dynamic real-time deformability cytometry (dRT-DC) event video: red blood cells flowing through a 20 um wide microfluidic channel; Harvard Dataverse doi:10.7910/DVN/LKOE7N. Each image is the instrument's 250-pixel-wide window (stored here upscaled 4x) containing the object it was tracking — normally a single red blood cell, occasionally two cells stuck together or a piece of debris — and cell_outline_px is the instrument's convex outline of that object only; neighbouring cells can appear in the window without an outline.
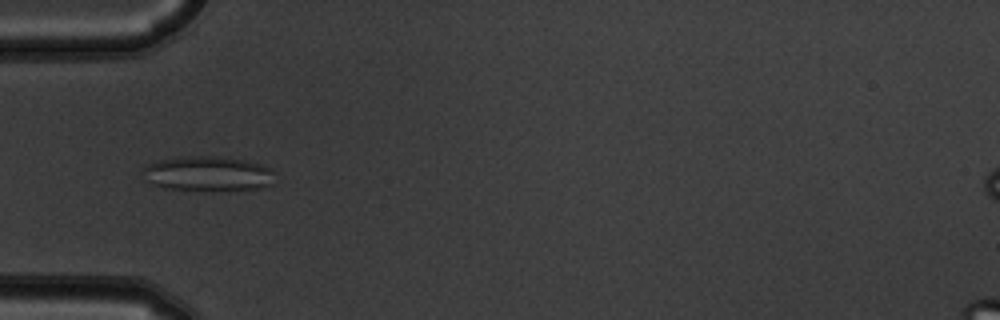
{"species": "common noctule bat (a hibernating species)", "species_latin": "Nyctalus noctula", "temperature_condition": "warm", "stored_images_in_passage": 6, "camera_frame_rate_fps": 3000, "um_per_image_px": 0.085, "animal": {"sex": "male", "body_mass_g": 19.5, "forearm_length_mm": 54.6}, "frame": {"image": 1, "passage_image": 4, "time_ms": 1.0, "image_size_px": [1000, 320], "cell_outline_px": [[276, 172], [272, 184], [264, 188], [164, 188], [152, 184], [144, 180], [144, 168], [148, 164], [156, 160], [176, 156], [228, 156], [260, 164]], "centroid_in_image_um": [17.66, 14.7], "position_along_channel_um": 67.3, "area_um2": 26.36}}
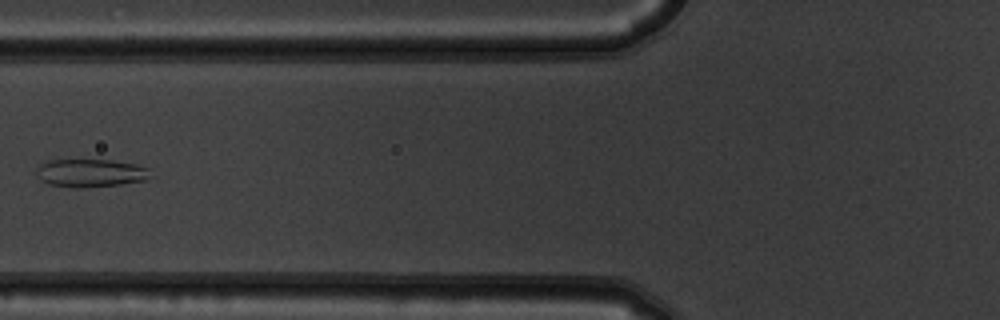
{"frame": {"image": 2, "passage_image": 5, "time_ms": 1.333, "image_size_px": [1000, 320], "cell_outline_px": [[152, 176], [148, 180], [120, 184], [80, 188], [72, 188], [48, 184], [40, 180], [36, 172], [36, 168], [40, 164], [48, 160], [112, 160], [136, 164], [148, 168]], "centroid_in_image_um": [7.7, 14.71], "position_along_channel_um": 118.1, "area_um2": 18.84}}